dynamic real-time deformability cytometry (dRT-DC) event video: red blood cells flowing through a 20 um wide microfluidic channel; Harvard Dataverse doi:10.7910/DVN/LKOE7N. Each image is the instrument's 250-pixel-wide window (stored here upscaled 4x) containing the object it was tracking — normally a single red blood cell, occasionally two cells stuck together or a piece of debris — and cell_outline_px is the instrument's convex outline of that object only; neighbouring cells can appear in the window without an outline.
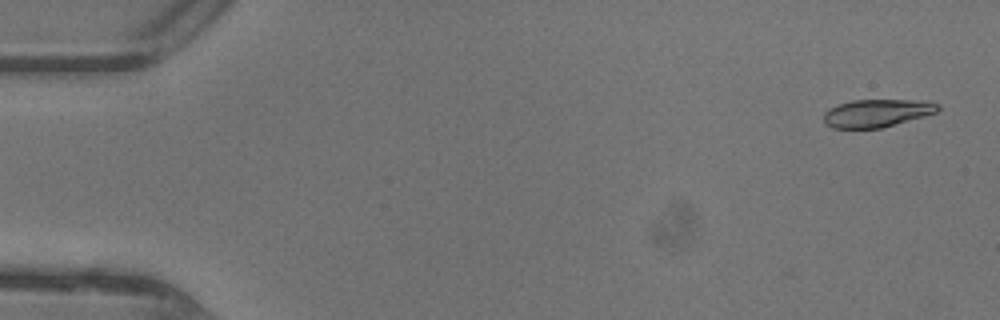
{"species": "common noctule bat (a hibernating species)", "species_latin": "Nyctalus noctula", "temperature_condition": "warm", "stored_images_in_passage": 47, "camera_frame_rate_fps": 3000, "um_per_image_px": 0.085, "animal": {"sex": "female"}, "frame": {"image": 1, "passage_image": 2, "time_ms": 0.333, "image_size_px": [1000, 320], "cell_outline_px": [[940, 108], [936, 112], [924, 116], [880, 128], [832, 128], [824, 120], [824, 112], [828, 108], [836, 104], [852, 100], [924, 100], [940, 104]], "centroid_in_image_um": [74.53, 9.6], "position_along_channel_um": 10.5, "area_um2": 18.5}}
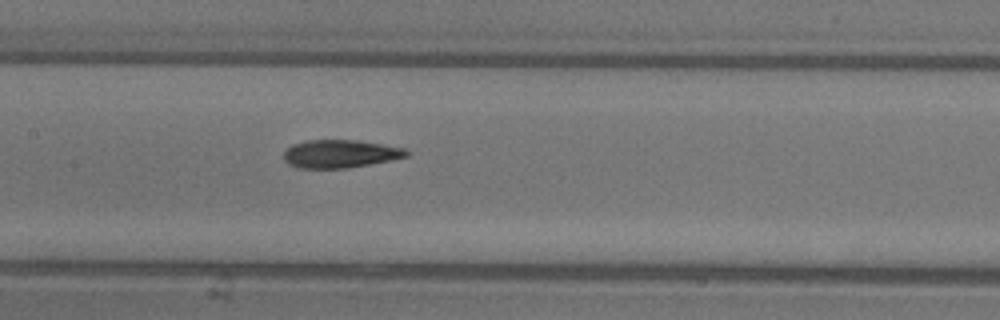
{"frame": {"image": 2, "passage_image": 23, "time_ms": 7.333, "image_size_px": [1000, 320], "cell_outline_px": [[408, 156], [348, 168], [300, 168], [288, 164], [284, 160], [284, 152], [292, 144], [308, 140], [356, 140], [384, 144], [404, 148], [408, 152]], "centroid_in_image_um": [28.89, 13.07], "position_along_channel_um": 178.5, "area_um2": 19.88}}
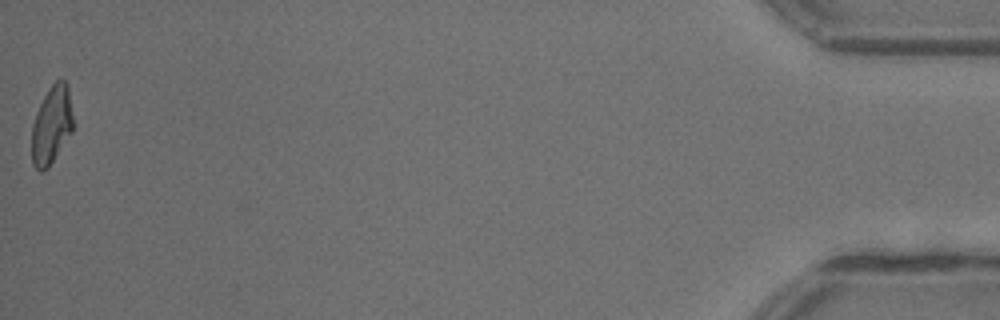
{"frame": {"image": 3, "passage_image": 47, "time_ms": 15.333, "image_size_px": [1000, 320], "cell_outline_px": [[72, 132], [48, 168], [40, 172], [32, 164], [32, 124], [36, 112], [48, 88], [56, 80], [64, 80], [68, 84], [72, 116]], "centroid_in_image_um": [4.37, 10.63], "position_along_channel_um": 430.8, "area_um2": 18.73}, "authors_computed_cell_mechanics": {"area_um2": 19.941, "velocity_mm_per_s": 4.4235, "shape_relaxation_time_tau1_ms": 8.8019, "shape_relaxation_time_tau2_ms": 2.2408, "deformation_change_tau1": 0.2712, "deformation_change_tau2": 0.1013}}